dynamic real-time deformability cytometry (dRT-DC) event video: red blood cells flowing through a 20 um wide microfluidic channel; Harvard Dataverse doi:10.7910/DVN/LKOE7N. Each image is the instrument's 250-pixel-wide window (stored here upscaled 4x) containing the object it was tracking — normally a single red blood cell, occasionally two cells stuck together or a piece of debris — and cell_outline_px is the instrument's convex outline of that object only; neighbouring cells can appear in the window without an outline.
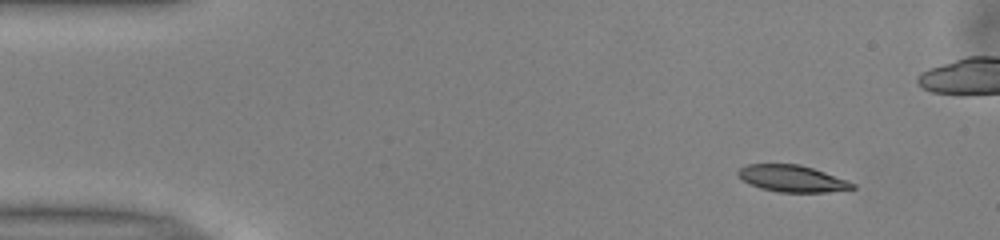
{"species": "common noctule bat (a hibernating species)", "species_latin": "Nyctalus noctula", "temperature_condition": "warm", "stored_images_in_passage": 51, "camera_frame_rate_fps": 3000, "um_per_image_px": 0.085, "animal": {"sex": "male", "body_mass_g": 13.0, "forearm_length_mm": 53.1}, "frame": {"image": 1, "passage_image": 4, "time_ms": 1.0, "image_size_px": [1000, 240], "cell_outline_px": [[856, 188], [828, 192], [780, 192], [760, 188], [748, 184], [736, 172], [740, 168], [748, 164], [800, 164], [848, 180], [856, 184]], "centroid_in_image_um": [67.35, 15.18], "position_along_channel_um": 17.7, "area_um2": 17.74}}
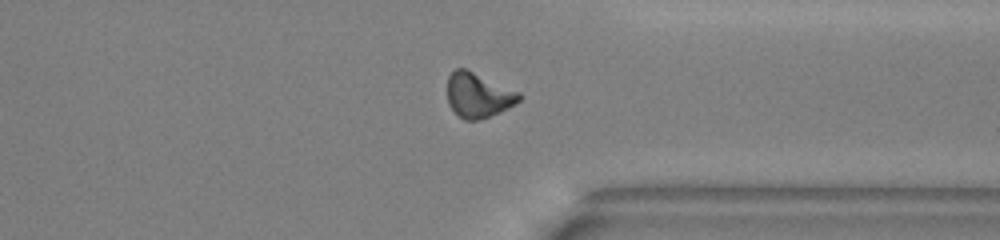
{"frame": {"image": 2, "passage_image": 38, "time_ms": 12.333, "image_size_px": [1000, 240], "cell_outline_px": [[520, 100], [488, 116], [476, 120], [464, 120], [448, 104], [448, 76], [456, 68], [464, 68], [520, 92]], "centroid_in_image_um": [40.61, 8.07], "position_along_channel_um": 370.8, "area_um2": 18.09}}
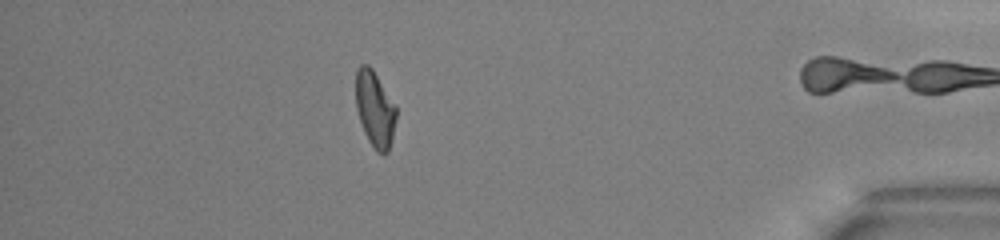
{"frame": {"image": 3, "passage_image": 44, "time_ms": 14.333, "image_size_px": [1000, 240], "cell_outline_px": [[396, 120], [388, 152], [384, 156], [376, 152], [368, 140], [364, 132], [356, 108], [356, 72], [360, 64], [368, 64], [372, 68], [396, 104]], "centroid_in_image_um": [31.87, 9.27], "position_along_channel_um": 403.3, "area_um2": 18.03}, "authors_computed_cell_mechanics": {"area_um2": 18.3226, "velocity_mm_per_s": 3.9779, "shape_relaxation_time_tau1_ms": 6.507, "shape_relaxation_time_tau2_ms": 5.3727, "deformation_change_tau1": 0.1835, "deformation_change_tau2": 0.1388}}